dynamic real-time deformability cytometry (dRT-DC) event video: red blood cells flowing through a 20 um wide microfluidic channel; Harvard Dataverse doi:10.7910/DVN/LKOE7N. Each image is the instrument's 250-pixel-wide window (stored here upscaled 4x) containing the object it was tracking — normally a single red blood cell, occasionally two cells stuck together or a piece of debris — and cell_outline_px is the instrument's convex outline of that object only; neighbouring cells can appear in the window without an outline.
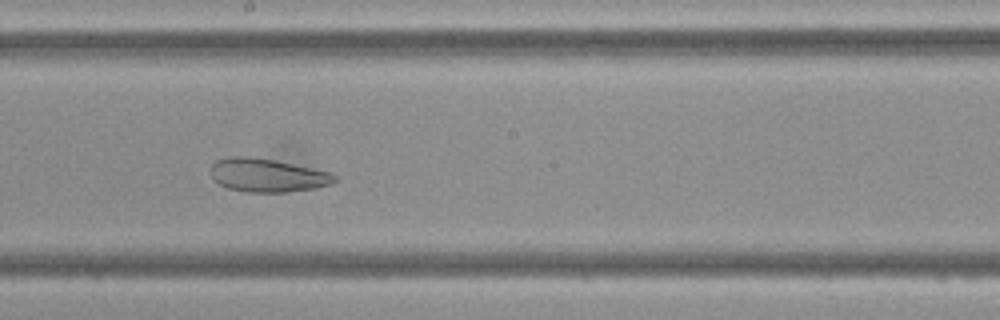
{"species": "Egyptian fruit bat (a non-hibernating species)", "species_latin": "Rousettus aegyptiacus", "temperature_condition": "cold", "stored_images_in_passage": 45, "camera_frame_rate_fps": 3000, "um_per_image_px": 0.085, "frame": {"image": 1, "passage_image": 24, "time_ms": 7.667, "image_size_px": [1000, 320], "cell_outline_px": [[340, 180], [332, 184], [316, 188], [288, 192], [248, 192], [228, 188], [212, 180], [212, 164], [216, 160], [228, 156], [244, 156], [272, 160], [332, 172], [340, 176]], "centroid_in_image_um": [22.79, 14.91], "position_along_channel_um": 225.4, "area_um2": 24.28}}
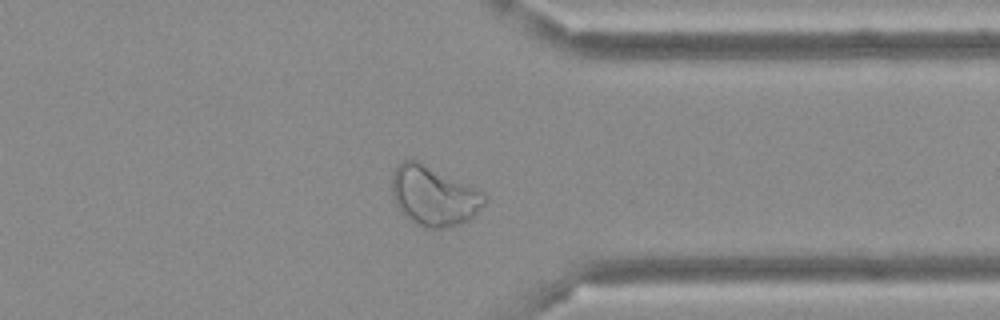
{"frame": {"image": 2, "passage_image": 35, "time_ms": 11.333, "image_size_px": [1000, 320], "cell_outline_px": [[488, 200], [468, 220], [460, 224], [444, 228], [428, 228], [416, 224], [404, 216], [400, 212], [392, 196], [392, 172], [404, 160], [416, 160], [476, 188], [484, 192], [488, 196]], "centroid_in_image_um": [36.86, 16.67], "position_along_channel_um": 374.5, "area_um2": 32.02}}